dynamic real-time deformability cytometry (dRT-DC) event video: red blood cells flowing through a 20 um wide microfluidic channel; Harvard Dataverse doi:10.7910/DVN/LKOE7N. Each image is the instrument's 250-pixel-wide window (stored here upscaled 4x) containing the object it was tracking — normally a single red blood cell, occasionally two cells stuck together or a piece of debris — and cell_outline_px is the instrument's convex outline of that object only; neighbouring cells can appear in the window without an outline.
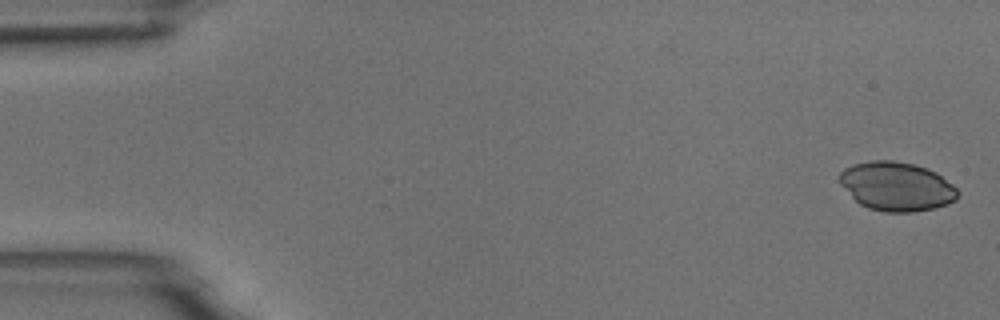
{"species": "common noctule bat (a hibernating species)", "species_latin": "Nyctalus noctula", "temperature_condition": "room temperature", "stored_images_in_passage": 5, "camera_frame_rate_fps": 3000, "um_per_image_px": 0.085, "animal": {"sex": "male", "body_mass_g": 18.8}, "frame": {"image": 1, "passage_image": 1, "time_ms": 0.0, "image_size_px": [1000, 320], "cell_outline_px": [[960, 192], [956, 200], [948, 204], [932, 208], [912, 212], [884, 212], [868, 208], [860, 204], [840, 184], [840, 172], [844, 168], [852, 164], [868, 160], [892, 160], [912, 164], [936, 172], [952, 184]], "centroid_in_image_um": [76.21, 15.84], "position_along_channel_um": 8.8, "area_um2": 33.64}}